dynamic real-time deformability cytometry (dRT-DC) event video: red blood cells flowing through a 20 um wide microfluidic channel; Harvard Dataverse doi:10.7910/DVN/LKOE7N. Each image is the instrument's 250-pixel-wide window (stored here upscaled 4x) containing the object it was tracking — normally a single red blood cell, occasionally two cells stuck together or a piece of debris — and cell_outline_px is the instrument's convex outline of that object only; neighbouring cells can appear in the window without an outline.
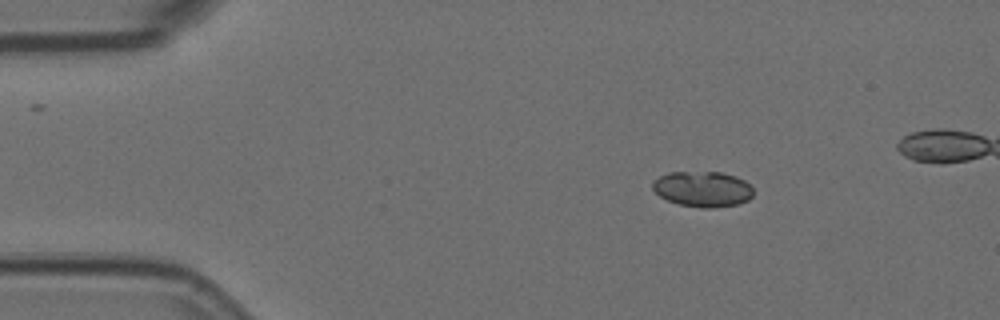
{"species": "Egyptian fruit bat (a non-hibernating species)", "species_latin": "Rousettus aegyptiacus", "temperature_condition": "room temperature", "stored_images_in_passage": 4, "camera_frame_rate_fps": 3000, "um_per_image_px": 0.085, "animal": {"sex": "female"}, "frame": {"image": 1, "passage_image": 1, "time_ms": 0.0, "image_size_px": [1000, 320], "cell_outline_px": [[752, 196], [748, 200], [736, 204], [716, 208], [700, 208], [680, 204], [668, 200], [660, 196], [652, 188], [652, 180], [668, 172], [720, 172], [736, 176], [744, 180], [752, 188]], "centroid_in_image_um": [59.71, 16.06], "position_along_channel_um": 25.3, "area_um2": 20.87}}